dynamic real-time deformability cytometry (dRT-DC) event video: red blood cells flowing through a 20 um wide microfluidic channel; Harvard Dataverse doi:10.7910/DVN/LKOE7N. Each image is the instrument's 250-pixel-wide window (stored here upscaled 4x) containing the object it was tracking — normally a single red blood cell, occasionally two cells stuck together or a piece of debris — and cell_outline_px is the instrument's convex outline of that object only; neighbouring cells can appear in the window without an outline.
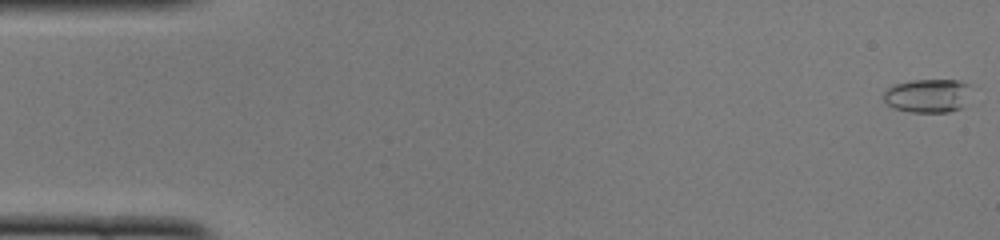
{"species": "common noctule bat (a hibernating species)", "species_latin": "Nyctalus noctula", "temperature_condition": "cold", "stored_images_in_passage": 50, "camera_frame_rate_fps": 3000, "um_per_image_px": 0.085, "animal": {"sex": "female", "body_mass_g": 22.0, "forearm_length_mm": 56.7}, "frame": {"image": 1, "passage_image": 1, "time_ms": 0.0, "image_size_px": [1000, 240], "cell_outline_px": [[968, 84], [960, 108], [948, 112], [908, 112], [892, 108], [884, 100], [884, 92], [892, 84], [912, 80], [960, 80]], "centroid_in_image_um": [78.73, 8.13], "position_along_channel_um": 6.3, "area_um2": 16.76}}
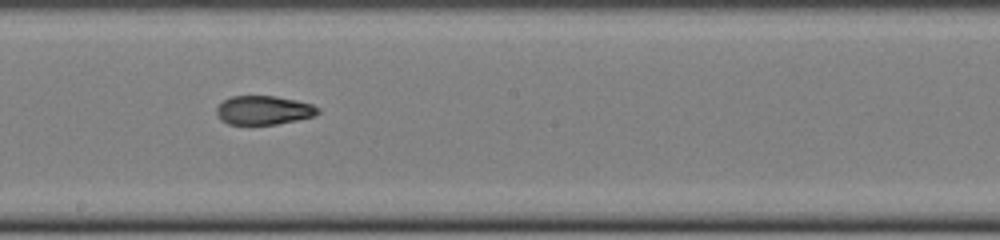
{"frame": {"image": 2, "passage_image": 28, "time_ms": 9.0, "image_size_px": [1000, 240], "cell_outline_px": [[320, 112], [312, 116], [296, 120], [276, 124], [228, 124], [220, 120], [216, 112], [216, 108], [224, 100], [232, 96], [276, 96], [296, 100], [312, 104], [320, 108]], "centroid_in_image_um": [22.4, 9.36], "position_along_channel_um": 225.8, "area_um2": 16.99}}
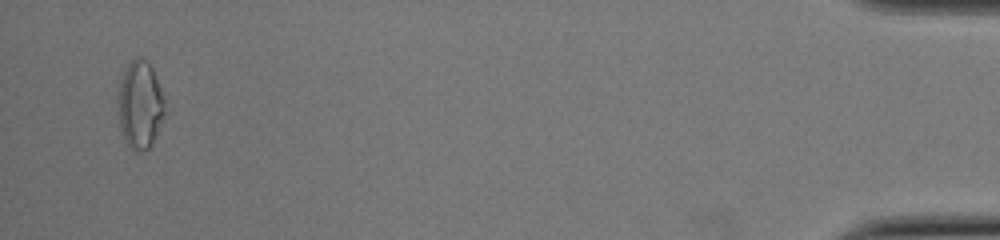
{"frame": {"image": 3, "passage_image": 49, "time_ms": 16.0, "image_size_px": [1000, 240], "cell_outline_px": [[168, 112], [148, 148], [144, 152], [132, 148], [128, 144], [124, 136], [120, 124], [116, 100], [124, 68], [136, 56], [140, 56], [148, 60], [152, 68], [164, 96]], "centroid_in_image_um": [11.93, 8.85], "position_along_channel_um": 423.3, "area_um2": 24.22}, "authors_computed_cell_mechanics": {"area_um2": 17.4845, "velocity_mm_per_s": 4.0041, "shape_relaxation_time_tau1_ms": null, "shape_relaxation_time_tau2_ms": 2.1615, "deformation_change_tau1": null, "deformation_change_tau2": 0.085}}